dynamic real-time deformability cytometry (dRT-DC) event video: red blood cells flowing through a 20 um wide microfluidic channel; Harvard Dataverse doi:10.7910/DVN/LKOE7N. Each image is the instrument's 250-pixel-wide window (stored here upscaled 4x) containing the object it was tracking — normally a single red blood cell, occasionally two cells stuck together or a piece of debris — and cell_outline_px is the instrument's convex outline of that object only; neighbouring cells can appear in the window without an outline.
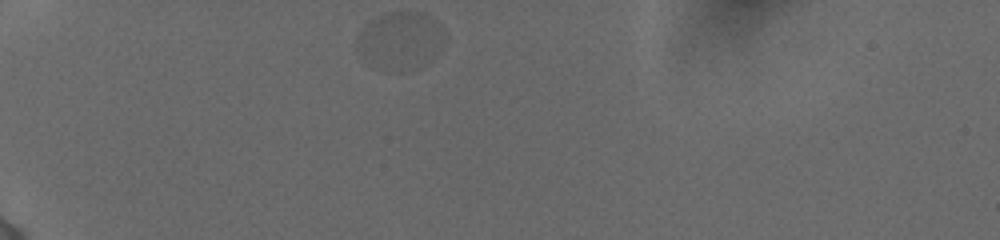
{"species": "human", "species_latin": "Homo sapiens", "temperature_condition": "cold", "stored_images_in_passage": 25, "camera_frame_rate_fps": 3000, "um_per_image_px": 0.085, "donor": {"sex": "female"}, "frame": {"image": 1, "passage_image": 1, "time_ms": 0.0, "image_size_px": [1000, 240], "cell_outline_px": [[448, 36], [440, 48], [432, 56], [376, 60], [364, 56], [356, 52], [356, 40], [364, 28], [372, 20], [388, 12], [420, 12], [432, 16], [444, 28]], "centroid_in_image_um": [34.1, 3.1], "position_along_channel_um": 50.9, "area_um2": 25.03}}
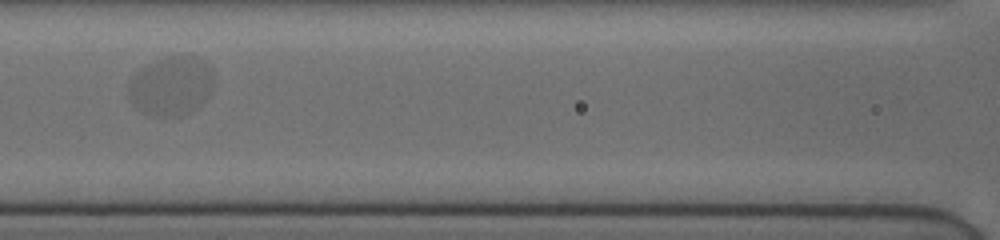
{"frame": {"image": 2, "passage_image": 11, "time_ms": 3.667, "image_size_px": [1000, 240], "cell_outline_px": [[212, 84], [208, 92], [204, 96], [164, 116], [144, 112], [132, 96], [132, 80], [144, 68], [156, 60], [172, 56], [192, 56], [208, 64], [212, 68]], "centroid_in_image_um": [14.57, 7.15], "position_along_channel_um": 152.0, "area_um2": 25.78}}
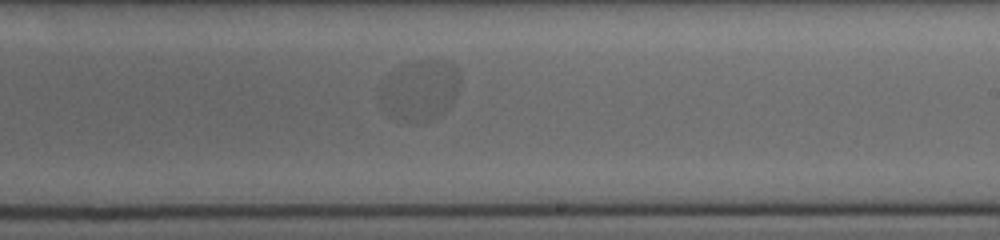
{"frame": {"image": 3, "passage_image": 18, "time_ms": 6.333, "image_size_px": [1000, 240], "cell_outline_px": [[460, 80], [452, 104], [440, 116], [424, 124], [396, 120], [388, 116], [396, 72], [404, 64], [432, 60], [436, 60], [452, 64], [460, 72]], "centroid_in_image_um": [35.99, 7.74], "position_along_channel_um": 253.0, "area_um2": 25.49}}